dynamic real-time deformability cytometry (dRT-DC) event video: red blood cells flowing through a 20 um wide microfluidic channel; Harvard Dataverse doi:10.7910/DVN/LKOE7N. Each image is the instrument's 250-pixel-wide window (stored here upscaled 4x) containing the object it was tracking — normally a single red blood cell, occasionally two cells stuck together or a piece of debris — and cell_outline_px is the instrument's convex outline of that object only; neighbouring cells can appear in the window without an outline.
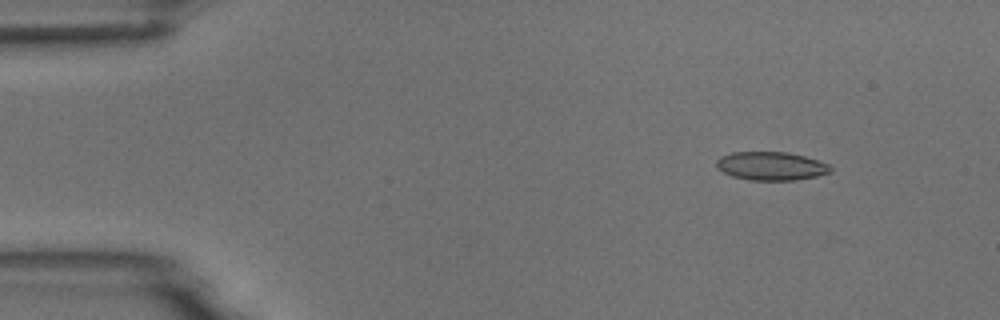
{"species": "common noctule bat (a hibernating species)", "species_latin": "Nyctalus noctula", "temperature_condition": "room temperature", "stored_images_in_passage": 5, "camera_frame_rate_fps": 3000, "um_per_image_px": 0.085, "animal": {"sex": "male", "body_mass_g": 18.8}, "frame": {"image": 1, "passage_image": 2, "time_ms": 1.333, "image_size_px": [1000, 320], "cell_outline_px": [[832, 172], [816, 176], [796, 180], [748, 180], [732, 176], [716, 168], [716, 160], [720, 156], [732, 152], [788, 152], [804, 156], [828, 164], [832, 168]], "centroid_in_image_um": [65.52, 14.11], "position_along_channel_um": 19.5, "area_um2": 18.96}}
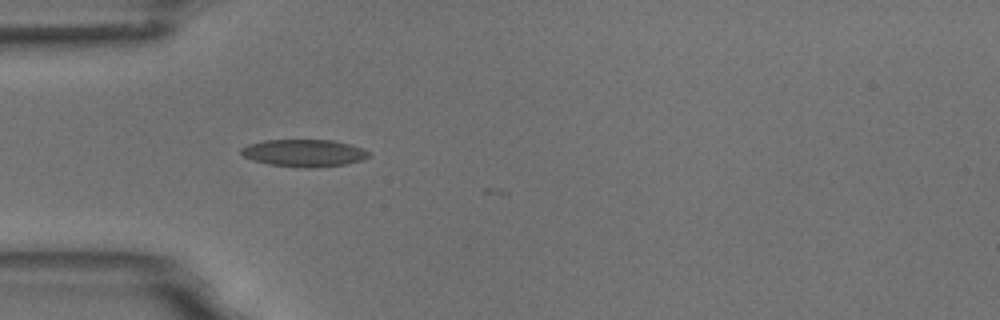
{"frame": {"image": 2, "passage_image": 5, "time_ms": 4.667, "image_size_px": [1000, 320], "cell_outline_px": [[372, 156], [364, 160], [348, 164], [316, 168], [304, 168], [268, 164], [252, 160], [244, 156], [240, 152], [240, 148], [248, 144], [264, 140], [332, 140], [364, 148]], "centroid_in_image_um": [25.87, 13.02], "position_along_channel_um": 59.1, "area_um2": 20.58}}